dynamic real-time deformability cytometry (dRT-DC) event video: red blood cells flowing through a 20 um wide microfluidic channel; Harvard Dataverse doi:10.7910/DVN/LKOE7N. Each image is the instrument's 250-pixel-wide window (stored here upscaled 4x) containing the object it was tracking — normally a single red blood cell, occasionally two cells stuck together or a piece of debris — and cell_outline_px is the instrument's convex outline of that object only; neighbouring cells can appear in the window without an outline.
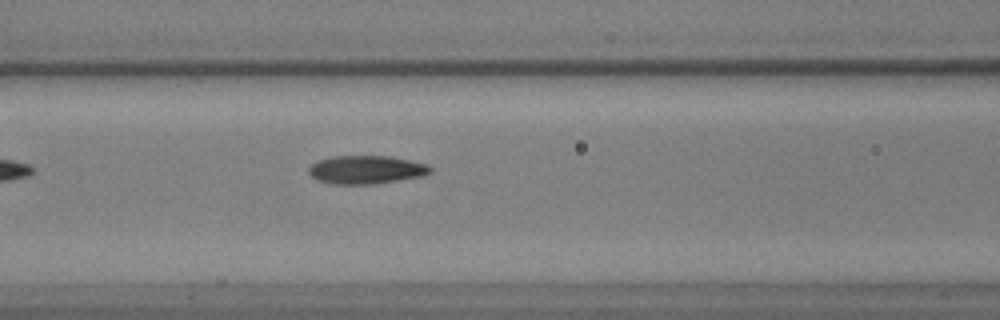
{"species": "common noctule bat (a hibernating species)", "species_latin": "Nyctalus noctula", "temperature_condition": "warm", "stored_images_in_passage": 13, "camera_frame_rate_fps": 3000, "um_per_image_px": 0.085, "animal": {"sex": "male", "body_mass_g": 17.9, "forearm_length_mm": 54.2}, "frame": {"image": 1, "passage_image": 8, "time_ms": 2.333, "image_size_px": [1000, 320], "cell_outline_px": [[432, 172], [424, 176], [376, 184], [328, 184], [316, 180], [308, 172], [308, 168], [316, 160], [332, 156], [388, 156], [412, 160], [428, 164], [432, 168]], "centroid_in_image_um": [31.13, 14.43], "position_along_channel_um": 135.5, "area_um2": 20.46}}
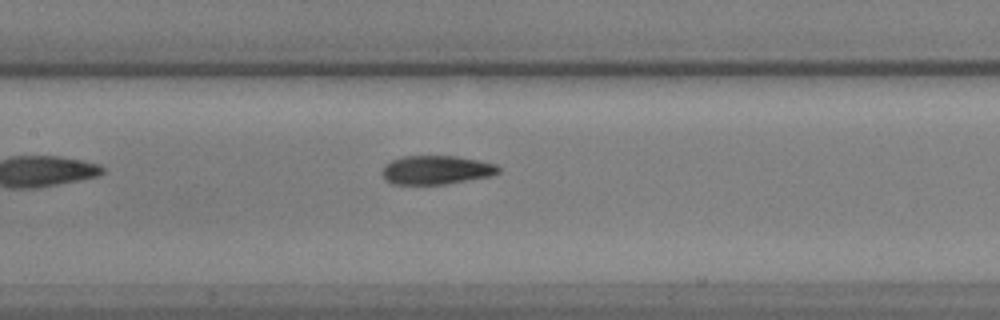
{"frame": {"image": 2, "passage_image": 11, "time_ms": 3.333, "image_size_px": [1000, 320], "cell_outline_px": [[500, 172], [492, 176], [444, 184], [392, 184], [384, 180], [380, 172], [384, 164], [392, 160], [404, 156], [456, 156], [496, 164], [500, 168]], "centroid_in_image_um": [37.04, 14.45], "position_along_channel_um": 170.4, "area_um2": 19.65}}